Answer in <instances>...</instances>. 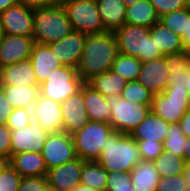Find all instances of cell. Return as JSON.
Wrapping results in <instances>:
<instances>
[{
	"label": "cell",
	"mask_w": 190,
	"mask_h": 191,
	"mask_svg": "<svg viewBox=\"0 0 190 191\" xmlns=\"http://www.w3.org/2000/svg\"><path fill=\"white\" fill-rule=\"evenodd\" d=\"M119 54L114 32L86 35L77 73L87 82L95 75L109 71Z\"/></svg>",
	"instance_id": "1"
},
{
	"label": "cell",
	"mask_w": 190,
	"mask_h": 191,
	"mask_svg": "<svg viewBox=\"0 0 190 191\" xmlns=\"http://www.w3.org/2000/svg\"><path fill=\"white\" fill-rule=\"evenodd\" d=\"M97 162L109 171L131 172L142 160L137 141L129 134L113 131L103 142Z\"/></svg>",
	"instance_id": "2"
},
{
	"label": "cell",
	"mask_w": 190,
	"mask_h": 191,
	"mask_svg": "<svg viewBox=\"0 0 190 191\" xmlns=\"http://www.w3.org/2000/svg\"><path fill=\"white\" fill-rule=\"evenodd\" d=\"M62 5L34 9L33 38L35 42L49 45L73 31Z\"/></svg>",
	"instance_id": "3"
},
{
	"label": "cell",
	"mask_w": 190,
	"mask_h": 191,
	"mask_svg": "<svg viewBox=\"0 0 190 191\" xmlns=\"http://www.w3.org/2000/svg\"><path fill=\"white\" fill-rule=\"evenodd\" d=\"M119 53L138 58L141 62L162 57L150 36V28L125 23L114 31Z\"/></svg>",
	"instance_id": "4"
},
{
	"label": "cell",
	"mask_w": 190,
	"mask_h": 191,
	"mask_svg": "<svg viewBox=\"0 0 190 191\" xmlns=\"http://www.w3.org/2000/svg\"><path fill=\"white\" fill-rule=\"evenodd\" d=\"M111 112L109 123L113 130L130 134L151 111L146 103H135L123 99L121 95L106 97Z\"/></svg>",
	"instance_id": "5"
},
{
	"label": "cell",
	"mask_w": 190,
	"mask_h": 191,
	"mask_svg": "<svg viewBox=\"0 0 190 191\" xmlns=\"http://www.w3.org/2000/svg\"><path fill=\"white\" fill-rule=\"evenodd\" d=\"M113 131L110 123L89 120L72 134L77 157L85 161H97L101 156L103 142Z\"/></svg>",
	"instance_id": "6"
},
{
	"label": "cell",
	"mask_w": 190,
	"mask_h": 191,
	"mask_svg": "<svg viewBox=\"0 0 190 191\" xmlns=\"http://www.w3.org/2000/svg\"><path fill=\"white\" fill-rule=\"evenodd\" d=\"M61 5L74 30L86 35L106 32L95 0H63Z\"/></svg>",
	"instance_id": "7"
},
{
	"label": "cell",
	"mask_w": 190,
	"mask_h": 191,
	"mask_svg": "<svg viewBox=\"0 0 190 191\" xmlns=\"http://www.w3.org/2000/svg\"><path fill=\"white\" fill-rule=\"evenodd\" d=\"M84 83L75 67L61 66L52 70L45 82L40 84L39 93L61 103L70 95L79 92Z\"/></svg>",
	"instance_id": "8"
},
{
	"label": "cell",
	"mask_w": 190,
	"mask_h": 191,
	"mask_svg": "<svg viewBox=\"0 0 190 191\" xmlns=\"http://www.w3.org/2000/svg\"><path fill=\"white\" fill-rule=\"evenodd\" d=\"M190 108V97L185 87L167 86L163 93L152 96L150 110L166 122L179 123Z\"/></svg>",
	"instance_id": "9"
},
{
	"label": "cell",
	"mask_w": 190,
	"mask_h": 191,
	"mask_svg": "<svg viewBox=\"0 0 190 191\" xmlns=\"http://www.w3.org/2000/svg\"><path fill=\"white\" fill-rule=\"evenodd\" d=\"M41 154L48 170L74 160L77 155L72 135L64 131L49 133Z\"/></svg>",
	"instance_id": "10"
},
{
	"label": "cell",
	"mask_w": 190,
	"mask_h": 191,
	"mask_svg": "<svg viewBox=\"0 0 190 191\" xmlns=\"http://www.w3.org/2000/svg\"><path fill=\"white\" fill-rule=\"evenodd\" d=\"M48 135L38 121L32 118L30 125L11 131V155L22 152L41 153Z\"/></svg>",
	"instance_id": "11"
},
{
	"label": "cell",
	"mask_w": 190,
	"mask_h": 191,
	"mask_svg": "<svg viewBox=\"0 0 190 191\" xmlns=\"http://www.w3.org/2000/svg\"><path fill=\"white\" fill-rule=\"evenodd\" d=\"M33 17L34 9L21 2L0 13L4 33L8 35L33 37Z\"/></svg>",
	"instance_id": "12"
},
{
	"label": "cell",
	"mask_w": 190,
	"mask_h": 191,
	"mask_svg": "<svg viewBox=\"0 0 190 191\" xmlns=\"http://www.w3.org/2000/svg\"><path fill=\"white\" fill-rule=\"evenodd\" d=\"M86 161L77 157L48 170L47 181L50 191H70L80 184V175Z\"/></svg>",
	"instance_id": "13"
},
{
	"label": "cell",
	"mask_w": 190,
	"mask_h": 191,
	"mask_svg": "<svg viewBox=\"0 0 190 191\" xmlns=\"http://www.w3.org/2000/svg\"><path fill=\"white\" fill-rule=\"evenodd\" d=\"M33 37L5 34L0 43V68L30 59Z\"/></svg>",
	"instance_id": "14"
},
{
	"label": "cell",
	"mask_w": 190,
	"mask_h": 191,
	"mask_svg": "<svg viewBox=\"0 0 190 191\" xmlns=\"http://www.w3.org/2000/svg\"><path fill=\"white\" fill-rule=\"evenodd\" d=\"M85 39L86 34L73 30L69 35L49 46L62 66L76 68L82 56Z\"/></svg>",
	"instance_id": "15"
},
{
	"label": "cell",
	"mask_w": 190,
	"mask_h": 191,
	"mask_svg": "<svg viewBox=\"0 0 190 191\" xmlns=\"http://www.w3.org/2000/svg\"><path fill=\"white\" fill-rule=\"evenodd\" d=\"M32 117L48 133L63 131V117L60 103L40 93L32 107Z\"/></svg>",
	"instance_id": "16"
},
{
	"label": "cell",
	"mask_w": 190,
	"mask_h": 191,
	"mask_svg": "<svg viewBox=\"0 0 190 191\" xmlns=\"http://www.w3.org/2000/svg\"><path fill=\"white\" fill-rule=\"evenodd\" d=\"M137 81L153 95L163 93L169 83V70L163 56L142 62Z\"/></svg>",
	"instance_id": "17"
},
{
	"label": "cell",
	"mask_w": 190,
	"mask_h": 191,
	"mask_svg": "<svg viewBox=\"0 0 190 191\" xmlns=\"http://www.w3.org/2000/svg\"><path fill=\"white\" fill-rule=\"evenodd\" d=\"M60 105L64 132L72 135L89 121L82 96V86L79 92L70 95Z\"/></svg>",
	"instance_id": "18"
},
{
	"label": "cell",
	"mask_w": 190,
	"mask_h": 191,
	"mask_svg": "<svg viewBox=\"0 0 190 191\" xmlns=\"http://www.w3.org/2000/svg\"><path fill=\"white\" fill-rule=\"evenodd\" d=\"M38 84L45 82L46 78L55 70L62 66L60 61L52 53L49 45L35 42L30 59Z\"/></svg>",
	"instance_id": "19"
},
{
	"label": "cell",
	"mask_w": 190,
	"mask_h": 191,
	"mask_svg": "<svg viewBox=\"0 0 190 191\" xmlns=\"http://www.w3.org/2000/svg\"><path fill=\"white\" fill-rule=\"evenodd\" d=\"M0 85L40 86L29 59L0 68Z\"/></svg>",
	"instance_id": "20"
},
{
	"label": "cell",
	"mask_w": 190,
	"mask_h": 191,
	"mask_svg": "<svg viewBox=\"0 0 190 191\" xmlns=\"http://www.w3.org/2000/svg\"><path fill=\"white\" fill-rule=\"evenodd\" d=\"M170 123L150 111L143 121L129 134L135 140L164 142Z\"/></svg>",
	"instance_id": "21"
},
{
	"label": "cell",
	"mask_w": 190,
	"mask_h": 191,
	"mask_svg": "<svg viewBox=\"0 0 190 191\" xmlns=\"http://www.w3.org/2000/svg\"><path fill=\"white\" fill-rule=\"evenodd\" d=\"M9 164L21 177L47 176L48 169L44 158L38 152H22L11 155Z\"/></svg>",
	"instance_id": "22"
},
{
	"label": "cell",
	"mask_w": 190,
	"mask_h": 191,
	"mask_svg": "<svg viewBox=\"0 0 190 191\" xmlns=\"http://www.w3.org/2000/svg\"><path fill=\"white\" fill-rule=\"evenodd\" d=\"M82 96L88 119L90 121L109 123L111 112L106 97L93 89L86 82L82 85Z\"/></svg>",
	"instance_id": "23"
},
{
	"label": "cell",
	"mask_w": 190,
	"mask_h": 191,
	"mask_svg": "<svg viewBox=\"0 0 190 191\" xmlns=\"http://www.w3.org/2000/svg\"><path fill=\"white\" fill-rule=\"evenodd\" d=\"M96 4L106 31L114 32L125 24L127 7L122 0H97Z\"/></svg>",
	"instance_id": "24"
},
{
	"label": "cell",
	"mask_w": 190,
	"mask_h": 191,
	"mask_svg": "<svg viewBox=\"0 0 190 191\" xmlns=\"http://www.w3.org/2000/svg\"><path fill=\"white\" fill-rule=\"evenodd\" d=\"M136 191H156L160 174L153 161L141 160L130 172Z\"/></svg>",
	"instance_id": "25"
},
{
	"label": "cell",
	"mask_w": 190,
	"mask_h": 191,
	"mask_svg": "<svg viewBox=\"0 0 190 191\" xmlns=\"http://www.w3.org/2000/svg\"><path fill=\"white\" fill-rule=\"evenodd\" d=\"M150 36L159 47L162 55L184 51L181 37L159 21L150 28Z\"/></svg>",
	"instance_id": "26"
},
{
	"label": "cell",
	"mask_w": 190,
	"mask_h": 191,
	"mask_svg": "<svg viewBox=\"0 0 190 191\" xmlns=\"http://www.w3.org/2000/svg\"><path fill=\"white\" fill-rule=\"evenodd\" d=\"M105 97L121 95L127 80L111 69L90 78L87 82Z\"/></svg>",
	"instance_id": "27"
},
{
	"label": "cell",
	"mask_w": 190,
	"mask_h": 191,
	"mask_svg": "<svg viewBox=\"0 0 190 191\" xmlns=\"http://www.w3.org/2000/svg\"><path fill=\"white\" fill-rule=\"evenodd\" d=\"M159 21L150 0H140L126 8L125 23L151 28Z\"/></svg>",
	"instance_id": "28"
},
{
	"label": "cell",
	"mask_w": 190,
	"mask_h": 191,
	"mask_svg": "<svg viewBox=\"0 0 190 191\" xmlns=\"http://www.w3.org/2000/svg\"><path fill=\"white\" fill-rule=\"evenodd\" d=\"M14 108L32 109L39 95V86L0 85Z\"/></svg>",
	"instance_id": "29"
},
{
	"label": "cell",
	"mask_w": 190,
	"mask_h": 191,
	"mask_svg": "<svg viewBox=\"0 0 190 191\" xmlns=\"http://www.w3.org/2000/svg\"><path fill=\"white\" fill-rule=\"evenodd\" d=\"M169 70L168 86L185 87V76L190 64V54L185 51L163 55Z\"/></svg>",
	"instance_id": "30"
},
{
	"label": "cell",
	"mask_w": 190,
	"mask_h": 191,
	"mask_svg": "<svg viewBox=\"0 0 190 191\" xmlns=\"http://www.w3.org/2000/svg\"><path fill=\"white\" fill-rule=\"evenodd\" d=\"M108 171L97 161H86L83 165L80 184L87 185L97 191H106Z\"/></svg>",
	"instance_id": "31"
},
{
	"label": "cell",
	"mask_w": 190,
	"mask_h": 191,
	"mask_svg": "<svg viewBox=\"0 0 190 191\" xmlns=\"http://www.w3.org/2000/svg\"><path fill=\"white\" fill-rule=\"evenodd\" d=\"M153 162L160 177L183 174L186 164L184 157L176 156L165 150Z\"/></svg>",
	"instance_id": "32"
},
{
	"label": "cell",
	"mask_w": 190,
	"mask_h": 191,
	"mask_svg": "<svg viewBox=\"0 0 190 191\" xmlns=\"http://www.w3.org/2000/svg\"><path fill=\"white\" fill-rule=\"evenodd\" d=\"M141 66L142 62L138 58L119 53L113 62L111 70L127 81H134L138 78Z\"/></svg>",
	"instance_id": "33"
},
{
	"label": "cell",
	"mask_w": 190,
	"mask_h": 191,
	"mask_svg": "<svg viewBox=\"0 0 190 191\" xmlns=\"http://www.w3.org/2000/svg\"><path fill=\"white\" fill-rule=\"evenodd\" d=\"M187 137L183 134L179 123H172L167 130L166 138L163 142L165 151L172 152L176 156L183 157V149L186 147Z\"/></svg>",
	"instance_id": "34"
},
{
	"label": "cell",
	"mask_w": 190,
	"mask_h": 191,
	"mask_svg": "<svg viewBox=\"0 0 190 191\" xmlns=\"http://www.w3.org/2000/svg\"><path fill=\"white\" fill-rule=\"evenodd\" d=\"M189 15L190 12L186 8H183L162 15L159 17V22L182 38L185 31H187Z\"/></svg>",
	"instance_id": "35"
},
{
	"label": "cell",
	"mask_w": 190,
	"mask_h": 191,
	"mask_svg": "<svg viewBox=\"0 0 190 191\" xmlns=\"http://www.w3.org/2000/svg\"><path fill=\"white\" fill-rule=\"evenodd\" d=\"M121 96L130 102L146 103L151 108L153 94L137 80L127 81Z\"/></svg>",
	"instance_id": "36"
},
{
	"label": "cell",
	"mask_w": 190,
	"mask_h": 191,
	"mask_svg": "<svg viewBox=\"0 0 190 191\" xmlns=\"http://www.w3.org/2000/svg\"><path fill=\"white\" fill-rule=\"evenodd\" d=\"M106 191H136L129 172L109 171Z\"/></svg>",
	"instance_id": "37"
},
{
	"label": "cell",
	"mask_w": 190,
	"mask_h": 191,
	"mask_svg": "<svg viewBox=\"0 0 190 191\" xmlns=\"http://www.w3.org/2000/svg\"><path fill=\"white\" fill-rule=\"evenodd\" d=\"M32 118V109L14 108L6 122V125L11 131L21 129L30 125Z\"/></svg>",
	"instance_id": "38"
},
{
	"label": "cell",
	"mask_w": 190,
	"mask_h": 191,
	"mask_svg": "<svg viewBox=\"0 0 190 191\" xmlns=\"http://www.w3.org/2000/svg\"><path fill=\"white\" fill-rule=\"evenodd\" d=\"M22 177L8 164L0 173V191H18Z\"/></svg>",
	"instance_id": "39"
},
{
	"label": "cell",
	"mask_w": 190,
	"mask_h": 191,
	"mask_svg": "<svg viewBox=\"0 0 190 191\" xmlns=\"http://www.w3.org/2000/svg\"><path fill=\"white\" fill-rule=\"evenodd\" d=\"M139 148L140 157L143 161H154L164 150L163 142L136 140Z\"/></svg>",
	"instance_id": "40"
},
{
	"label": "cell",
	"mask_w": 190,
	"mask_h": 191,
	"mask_svg": "<svg viewBox=\"0 0 190 191\" xmlns=\"http://www.w3.org/2000/svg\"><path fill=\"white\" fill-rule=\"evenodd\" d=\"M188 189L184 174L160 177L156 191H184Z\"/></svg>",
	"instance_id": "41"
},
{
	"label": "cell",
	"mask_w": 190,
	"mask_h": 191,
	"mask_svg": "<svg viewBox=\"0 0 190 191\" xmlns=\"http://www.w3.org/2000/svg\"><path fill=\"white\" fill-rule=\"evenodd\" d=\"M18 191H50L46 176L22 177Z\"/></svg>",
	"instance_id": "42"
},
{
	"label": "cell",
	"mask_w": 190,
	"mask_h": 191,
	"mask_svg": "<svg viewBox=\"0 0 190 191\" xmlns=\"http://www.w3.org/2000/svg\"><path fill=\"white\" fill-rule=\"evenodd\" d=\"M158 17L185 8V0H150Z\"/></svg>",
	"instance_id": "43"
},
{
	"label": "cell",
	"mask_w": 190,
	"mask_h": 191,
	"mask_svg": "<svg viewBox=\"0 0 190 191\" xmlns=\"http://www.w3.org/2000/svg\"><path fill=\"white\" fill-rule=\"evenodd\" d=\"M0 156L11 158V130L6 124H0Z\"/></svg>",
	"instance_id": "44"
},
{
	"label": "cell",
	"mask_w": 190,
	"mask_h": 191,
	"mask_svg": "<svg viewBox=\"0 0 190 191\" xmlns=\"http://www.w3.org/2000/svg\"><path fill=\"white\" fill-rule=\"evenodd\" d=\"M14 107L7 100L4 90L0 87V124H6Z\"/></svg>",
	"instance_id": "45"
},
{
	"label": "cell",
	"mask_w": 190,
	"mask_h": 191,
	"mask_svg": "<svg viewBox=\"0 0 190 191\" xmlns=\"http://www.w3.org/2000/svg\"><path fill=\"white\" fill-rule=\"evenodd\" d=\"M63 0H20L22 4L29 8H42L61 5Z\"/></svg>",
	"instance_id": "46"
},
{
	"label": "cell",
	"mask_w": 190,
	"mask_h": 191,
	"mask_svg": "<svg viewBox=\"0 0 190 191\" xmlns=\"http://www.w3.org/2000/svg\"><path fill=\"white\" fill-rule=\"evenodd\" d=\"M180 128L183 131V134L190 138V108L184 114V116L179 120Z\"/></svg>",
	"instance_id": "47"
},
{
	"label": "cell",
	"mask_w": 190,
	"mask_h": 191,
	"mask_svg": "<svg viewBox=\"0 0 190 191\" xmlns=\"http://www.w3.org/2000/svg\"><path fill=\"white\" fill-rule=\"evenodd\" d=\"M181 40H182V46L184 48V51L190 54V15L188 16L187 31H185Z\"/></svg>",
	"instance_id": "48"
},
{
	"label": "cell",
	"mask_w": 190,
	"mask_h": 191,
	"mask_svg": "<svg viewBox=\"0 0 190 191\" xmlns=\"http://www.w3.org/2000/svg\"><path fill=\"white\" fill-rule=\"evenodd\" d=\"M19 2L20 0H0V13Z\"/></svg>",
	"instance_id": "49"
},
{
	"label": "cell",
	"mask_w": 190,
	"mask_h": 191,
	"mask_svg": "<svg viewBox=\"0 0 190 191\" xmlns=\"http://www.w3.org/2000/svg\"><path fill=\"white\" fill-rule=\"evenodd\" d=\"M183 157L186 162H190V138L186 139V147L183 149Z\"/></svg>",
	"instance_id": "50"
},
{
	"label": "cell",
	"mask_w": 190,
	"mask_h": 191,
	"mask_svg": "<svg viewBox=\"0 0 190 191\" xmlns=\"http://www.w3.org/2000/svg\"><path fill=\"white\" fill-rule=\"evenodd\" d=\"M183 174L185 176L188 189L190 190V162H186Z\"/></svg>",
	"instance_id": "51"
},
{
	"label": "cell",
	"mask_w": 190,
	"mask_h": 191,
	"mask_svg": "<svg viewBox=\"0 0 190 191\" xmlns=\"http://www.w3.org/2000/svg\"><path fill=\"white\" fill-rule=\"evenodd\" d=\"M70 191H97V190H94L93 188H91L87 185L79 184L78 186H76L75 188H73Z\"/></svg>",
	"instance_id": "52"
},
{
	"label": "cell",
	"mask_w": 190,
	"mask_h": 191,
	"mask_svg": "<svg viewBox=\"0 0 190 191\" xmlns=\"http://www.w3.org/2000/svg\"><path fill=\"white\" fill-rule=\"evenodd\" d=\"M185 89L187 90L188 92V95L190 97V64H189V67H188V72L185 76Z\"/></svg>",
	"instance_id": "53"
},
{
	"label": "cell",
	"mask_w": 190,
	"mask_h": 191,
	"mask_svg": "<svg viewBox=\"0 0 190 191\" xmlns=\"http://www.w3.org/2000/svg\"><path fill=\"white\" fill-rule=\"evenodd\" d=\"M9 164V160L3 156H0V173Z\"/></svg>",
	"instance_id": "54"
},
{
	"label": "cell",
	"mask_w": 190,
	"mask_h": 191,
	"mask_svg": "<svg viewBox=\"0 0 190 191\" xmlns=\"http://www.w3.org/2000/svg\"><path fill=\"white\" fill-rule=\"evenodd\" d=\"M124 2V4L126 5V7L136 3L137 1H140V0H122Z\"/></svg>",
	"instance_id": "55"
},
{
	"label": "cell",
	"mask_w": 190,
	"mask_h": 191,
	"mask_svg": "<svg viewBox=\"0 0 190 191\" xmlns=\"http://www.w3.org/2000/svg\"><path fill=\"white\" fill-rule=\"evenodd\" d=\"M4 35H5L4 29H3L2 23L0 21V43H1L2 39L4 38Z\"/></svg>",
	"instance_id": "56"
},
{
	"label": "cell",
	"mask_w": 190,
	"mask_h": 191,
	"mask_svg": "<svg viewBox=\"0 0 190 191\" xmlns=\"http://www.w3.org/2000/svg\"><path fill=\"white\" fill-rule=\"evenodd\" d=\"M185 8L190 12V0H185Z\"/></svg>",
	"instance_id": "57"
}]
</instances>
